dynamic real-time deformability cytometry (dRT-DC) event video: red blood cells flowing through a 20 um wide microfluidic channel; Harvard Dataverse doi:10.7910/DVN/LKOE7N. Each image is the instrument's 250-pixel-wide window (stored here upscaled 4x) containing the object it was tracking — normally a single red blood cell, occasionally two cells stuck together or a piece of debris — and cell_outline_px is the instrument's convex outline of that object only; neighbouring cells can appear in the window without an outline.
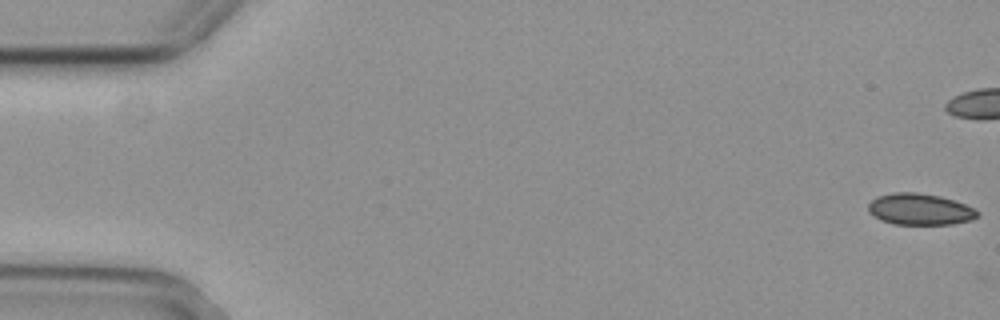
{"species": "common noctule bat (a hibernating species)", "species_latin": "Nyctalus noctula", "temperature_condition": "cold", "stored_images_in_passage": 3, "camera_frame_rate_fps": 3000, "um_per_image_px": 0.085, "animal": {"sex": "female", "body_mass_g": 29.2, "forearm_length_mm": 56.3}, "frame": {"image": 1, "passage_image": 1, "time_ms": 0.0, "image_size_px": [1000, 320], "cell_outline_px": [[980, 212], [976, 216], [968, 220], [952, 224], [892, 224], [880, 220], [868, 212], [868, 204], [876, 196], [892, 192], [916, 192], [940, 196], [964, 204]], "centroid_in_image_um": [78.12, 17.78], "position_along_channel_um": 6.9, "area_um2": 19.88}}